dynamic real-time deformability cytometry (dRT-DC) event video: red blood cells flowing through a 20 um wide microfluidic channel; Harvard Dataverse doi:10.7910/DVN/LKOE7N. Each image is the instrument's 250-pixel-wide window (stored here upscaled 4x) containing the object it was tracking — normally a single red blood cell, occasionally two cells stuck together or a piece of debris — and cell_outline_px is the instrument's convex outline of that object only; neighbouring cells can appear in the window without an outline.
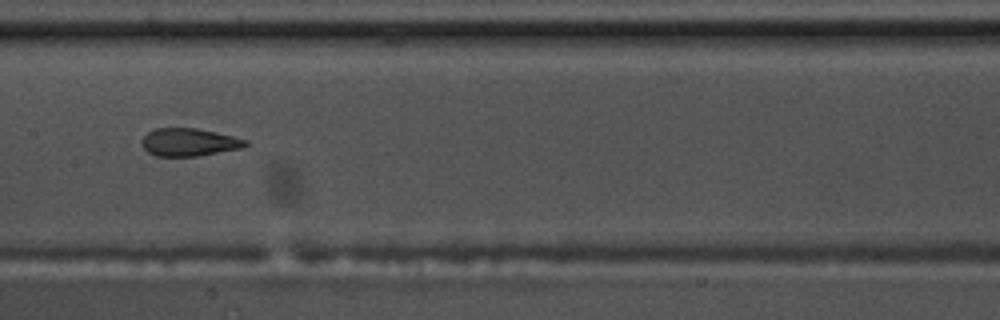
{"species": "common noctule bat (a hibernating species)", "species_latin": "Nyctalus noctula", "temperature_condition": "warm", "stored_images_in_passage": 11, "camera_frame_rate_fps": 3000, "um_per_image_px": 0.085, "animal": {"sex": "male", "body_mass_g": 17.5, "forearm_length_mm": 52.3}, "frame": {"image": 1, "passage_image": 4, "time_ms": 1.0, "image_size_px": [1000, 320], "cell_outline_px": [[248, 144], [240, 148], [196, 156], [156, 156], [148, 152], [144, 148], [144, 136], [148, 132], [156, 128], [196, 128], [216, 132], [248, 140]], "centroid_in_image_um": [16.08, 12.08], "position_along_channel_um": 191.3, "area_um2": 16.47}}